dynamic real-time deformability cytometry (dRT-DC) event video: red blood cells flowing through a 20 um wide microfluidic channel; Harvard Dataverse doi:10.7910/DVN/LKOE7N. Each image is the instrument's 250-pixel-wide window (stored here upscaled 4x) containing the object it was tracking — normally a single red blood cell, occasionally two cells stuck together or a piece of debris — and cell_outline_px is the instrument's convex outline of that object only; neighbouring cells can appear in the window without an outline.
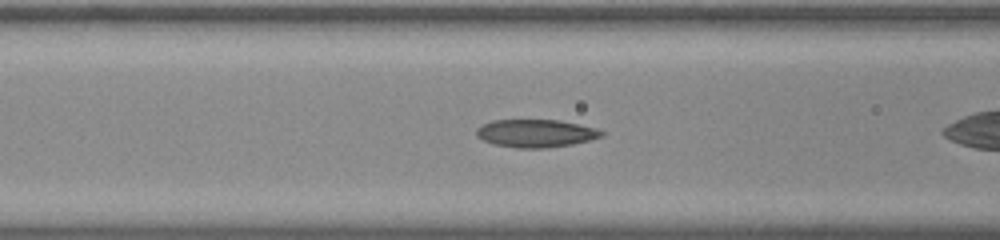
{"species": "common noctule bat (a hibernating species)", "species_latin": "Nyctalus noctula", "temperature_condition": "room temperature", "stored_images_in_passage": 41, "camera_frame_rate_fps": 3000, "um_per_image_px": 0.085, "animal": {"sex": "male", "body_mass_g": 20.0, "forearm_length_mm": 53.3}, "frame": {"image": 1, "passage_image": 20, "time_ms": 6.333, "image_size_px": [1000, 240], "cell_outline_px": [[604, 136], [572, 144], [544, 148], [520, 148], [496, 144], [484, 140], [476, 136], [476, 128], [492, 120], [560, 120], [596, 128], [604, 132]], "centroid_in_image_um": [45.55, 11.32], "position_along_channel_um": 121.0, "area_um2": 20.11}}
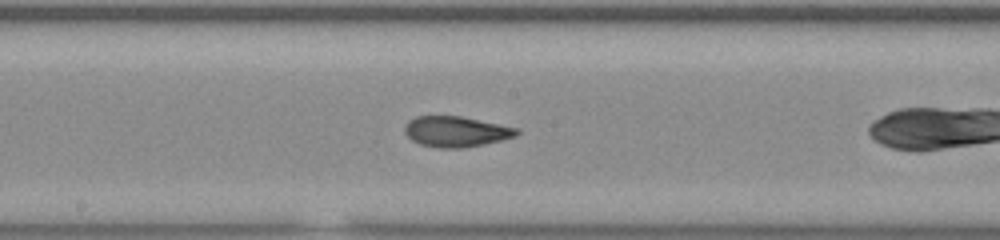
{"frame": {"image": 2, "passage_image": 27, "time_ms": 8.667, "image_size_px": [1000, 240], "cell_outline_px": [[520, 132], [516, 136], [484, 144], [464, 148], [436, 148], [420, 144], [412, 140], [404, 132], [404, 128], [408, 120], [416, 116], [460, 116], [516, 128]], "centroid_in_image_um": [38.71, 11.19], "position_along_channel_um": 209.5, "area_um2": 19.83}}
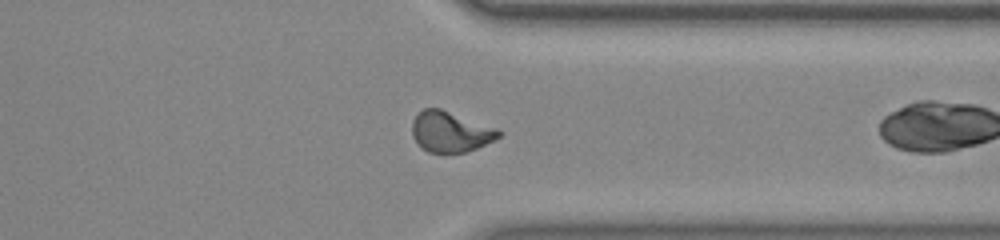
{"frame": {"image": 3, "passage_image": 40, "time_ms": 13.0, "image_size_px": [1000, 240], "cell_outline_px": [[504, 132], [500, 136], [476, 148], [464, 152], [428, 152], [420, 148], [412, 136], [412, 120], [424, 108], [440, 108], [496, 128]], "centroid_in_image_um": [38.25, 11.2], "position_along_channel_um": 373.2, "area_um2": 20.29}}